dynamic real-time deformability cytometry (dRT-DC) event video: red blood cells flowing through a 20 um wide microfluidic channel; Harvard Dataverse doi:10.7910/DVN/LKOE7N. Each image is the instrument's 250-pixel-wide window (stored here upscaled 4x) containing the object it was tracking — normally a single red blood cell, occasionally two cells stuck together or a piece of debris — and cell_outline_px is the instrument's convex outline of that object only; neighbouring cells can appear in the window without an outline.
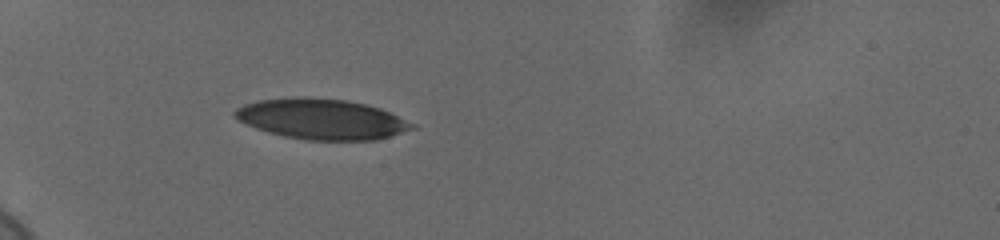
{"species": "human", "species_latin": "Homo sapiens", "temperature_condition": "cold", "stored_images_in_passage": 35, "camera_frame_rate_fps": 3000, "um_per_image_px": 0.085, "donor": {"sex": "female"}, "frame": {"image": 1, "passage_image": 1, "time_ms": 0.0, "image_size_px": [1000, 240], "cell_outline_px": [[416, 128], [376, 140], [308, 140], [284, 136], [256, 128], [236, 120], [232, 116], [232, 112], [236, 108], [244, 104], [260, 100], [292, 96], [304, 96], [348, 100], [380, 108], [416, 124]], "centroid_in_image_um": [27.3, 10.11], "position_along_channel_um": 57.7, "area_um2": 42.02}}
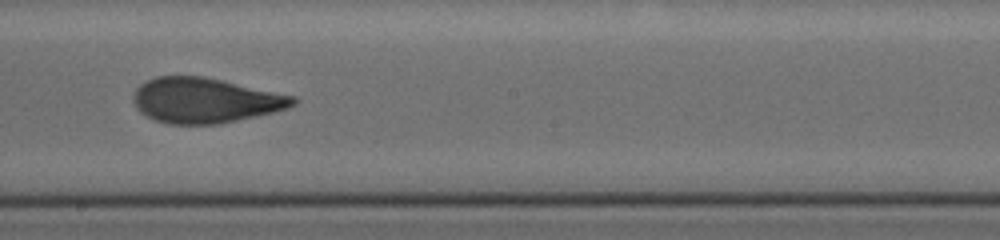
{"frame": {"image": 2, "passage_image": 17, "time_ms": 5.333, "image_size_px": [1000, 240], "cell_outline_px": [[296, 104], [288, 108], [256, 116], [220, 124], [168, 124], [156, 120], [140, 112], [136, 108], [132, 100], [136, 88], [140, 84], [156, 76], [204, 76], [296, 96]], "centroid_in_image_um": [17.43, 8.53], "position_along_channel_um": 230.8, "area_um2": 42.02}}
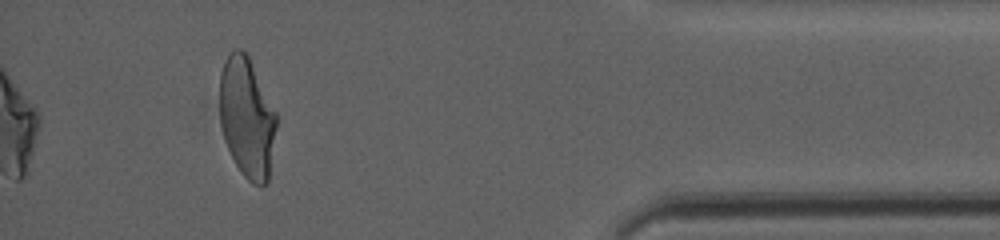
{"frame": {"image": 3, "passage_image": 35, "time_ms": 11.333, "image_size_px": [1000, 240], "cell_outline_px": [[276, 128], [268, 180], [260, 188], [252, 184], [240, 172], [224, 140], [220, 124], [220, 72], [232, 48], [240, 48], [248, 52], [276, 112]], "centroid_in_image_um": [20.99, 9.96], "position_along_channel_um": 414.2, "area_um2": 40.11}, "authors_computed_cell_mechanics": {"area_um2": 41.6738, "velocity_mm_per_s": 3.6712, "shape_relaxation_time_tau1_ms": 7.2501, "shape_relaxation_time_tau2_ms": 1.0361, "deformation_change_tau1": 0.2208, "deformation_change_tau2": 0.0774}}